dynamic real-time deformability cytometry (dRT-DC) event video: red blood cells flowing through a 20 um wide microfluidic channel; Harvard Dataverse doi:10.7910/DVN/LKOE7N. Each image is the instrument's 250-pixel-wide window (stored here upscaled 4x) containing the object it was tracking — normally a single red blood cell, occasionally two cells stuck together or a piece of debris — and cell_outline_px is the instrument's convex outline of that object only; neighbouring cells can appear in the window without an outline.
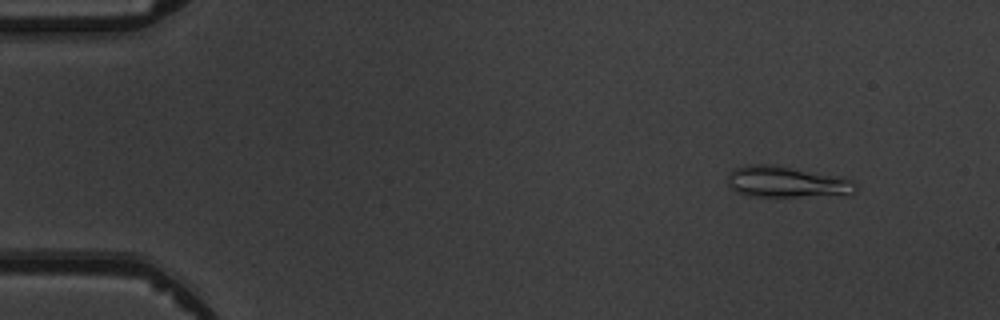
{"species": "common noctule bat (a hibernating species)", "species_latin": "Nyctalus noctula", "temperature_condition": "warm", "stored_images_in_passage": 4, "camera_frame_rate_fps": 3000, "um_per_image_px": 0.085, "animal": {"sex": "male", "body_mass_g": 19.5, "forearm_length_mm": 54.6}, "frame": {"image": 1, "passage_image": 1, "time_ms": 0.0, "image_size_px": [1000, 320], "cell_outline_px": [[856, 188], [852, 196], [752, 196], [736, 192], [728, 188], [728, 172], [732, 168], [748, 164], [776, 164], [840, 176], [856, 180]], "centroid_in_image_um": [66.91, 15.46], "position_along_channel_um": 18.1, "area_um2": 24.1}}
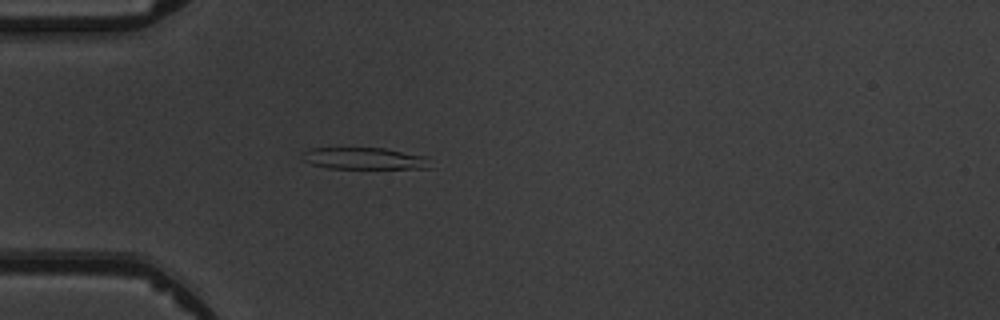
{"frame": {"image": 2, "passage_image": 4, "time_ms": 3.333, "image_size_px": [1000, 320], "cell_outline_px": [[436, 168], [328, 168], [312, 164], [300, 160], [300, 152], [308, 148], [384, 148], [428, 156]], "centroid_in_image_um": [30.98, 13.46], "position_along_channel_um": 54.0, "area_um2": 16.7}}